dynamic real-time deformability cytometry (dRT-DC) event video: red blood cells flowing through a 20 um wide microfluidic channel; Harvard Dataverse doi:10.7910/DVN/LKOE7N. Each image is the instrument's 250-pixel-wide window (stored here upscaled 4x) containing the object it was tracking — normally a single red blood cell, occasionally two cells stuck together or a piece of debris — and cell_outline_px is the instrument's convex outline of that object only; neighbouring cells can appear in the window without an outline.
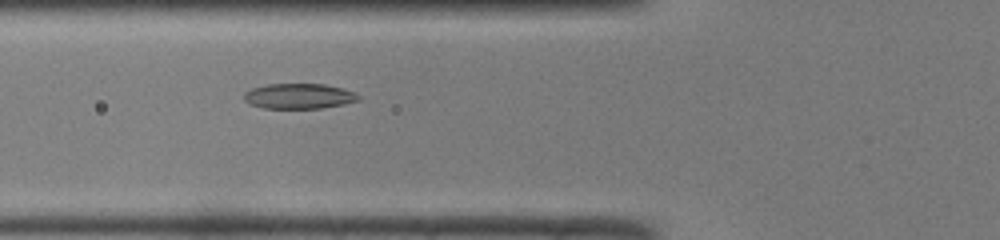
{"species": "common noctule bat (a hibernating species)", "species_latin": "Nyctalus noctula", "temperature_condition": "room temperature", "stored_images_in_passage": 42, "camera_frame_rate_fps": 3000, "um_per_image_px": 0.085, "animal": {"sex": "male", "body_mass_g": 19.0, "forearm_length_mm": 50.8}, "frame": {"image": 1, "passage_image": 11, "time_ms": 3.333, "image_size_px": [1000, 240], "cell_outline_px": [[360, 100], [344, 104], [320, 108], [264, 108], [252, 104], [244, 100], [244, 92], [252, 88], [268, 84], [324, 84], [344, 88], [356, 92], [360, 96]], "centroid_in_image_um": [25.45, 8.16], "position_along_channel_um": 100.3, "area_um2": 16.88}}
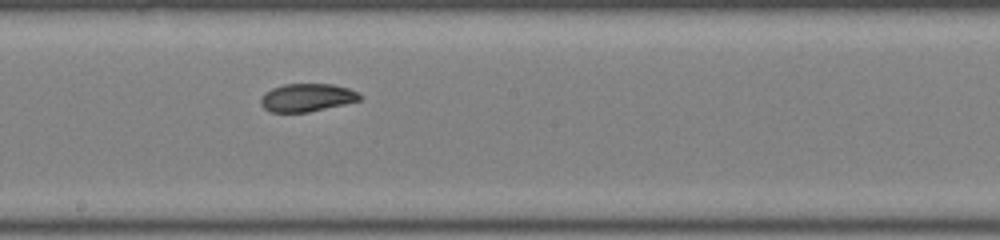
{"frame": {"image": 2, "passage_image": 20, "time_ms": 6.333, "image_size_px": [1000, 240], "cell_outline_px": [[364, 96], [360, 100], [344, 104], [308, 112], [272, 112], [264, 108], [260, 104], [260, 100], [264, 92], [272, 88], [284, 84], [332, 84], [348, 88]], "centroid_in_image_um": [26.08, 8.29], "position_along_channel_um": 222.1, "area_um2": 16.13}}
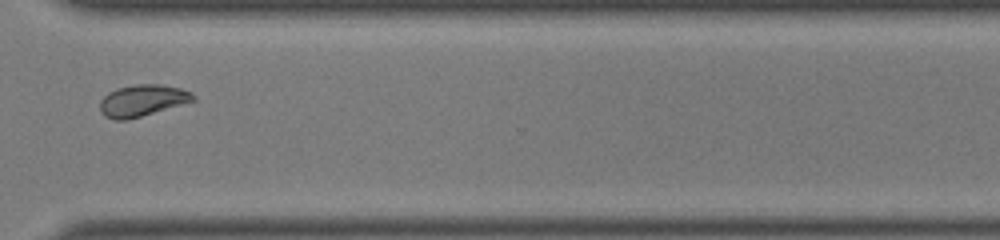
{"frame": {"image": 3, "passage_image": 30, "time_ms": 9.667, "image_size_px": [1000, 240], "cell_outline_px": [[196, 100], [128, 120], [112, 120], [104, 116], [100, 112], [100, 100], [108, 92], [116, 88], [136, 84], [160, 84], [180, 88], [192, 92], [196, 96]], "centroid_in_image_um": [12.08, 8.54], "position_along_channel_um": 358.5, "area_um2": 17.34}, "authors_computed_cell_mechanics": {"area_um2": 17.3111, "velocity_mm_per_s": 4.0653, "shape_relaxation_time_tau1_ms": null, "shape_relaxation_time_tau2_ms": 1.944, "deformation_change_tau1": null, "deformation_change_tau2": 0.0611}}